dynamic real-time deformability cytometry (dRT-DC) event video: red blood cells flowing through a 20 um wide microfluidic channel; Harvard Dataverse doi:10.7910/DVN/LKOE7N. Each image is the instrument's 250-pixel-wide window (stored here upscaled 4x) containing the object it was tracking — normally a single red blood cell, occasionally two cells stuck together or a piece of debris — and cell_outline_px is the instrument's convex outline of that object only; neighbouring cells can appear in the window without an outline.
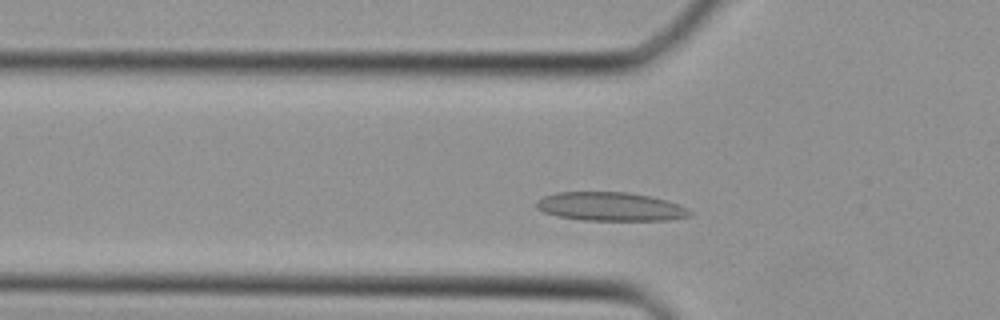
{"species": "Egyptian fruit bat (a non-hibernating species)", "species_latin": "Rousettus aegyptiacus", "temperature_condition": "cold", "stored_images_in_passage": 32, "camera_frame_rate_fps": 3000, "um_per_image_px": 0.085, "animal": {"sex": "female"}, "frame": {"image": 1, "passage_image": 6, "time_ms": 1.667, "image_size_px": [1000, 320], "cell_outline_px": [[692, 216], [672, 220], [580, 220], [556, 216], [544, 212], [536, 208], [536, 200], [544, 196], [556, 192], [628, 192], [652, 196], [668, 200], [688, 208], [692, 212]], "centroid_in_image_um": [51.91, 17.56], "position_along_channel_um": 73.9, "area_um2": 26.01}}
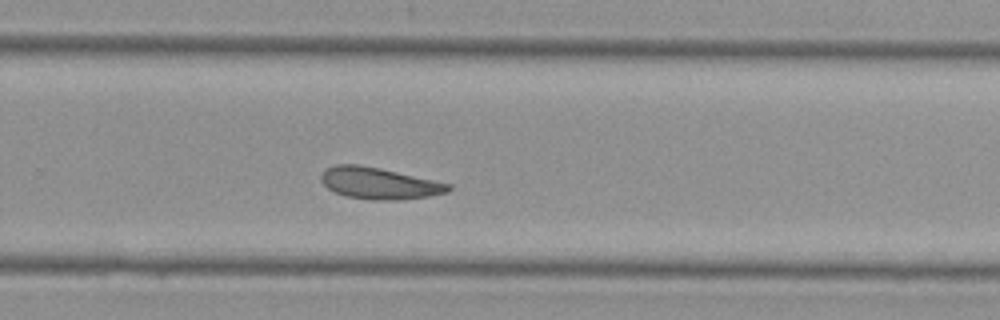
{"frame": {"image": 2, "passage_image": 19, "time_ms": 6.0, "image_size_px": [1000, 320], "cell_outline_px": [[452, 188], [448, 192], [428, 196], [400, 200], [372, 200], [344, 196], [328, 188], [320, 180], [320, 176], [328, 168], [336, 164], [356, 164], [380, 168], [436, 180], [452, 184]], "centroid_in_image_um": [32.26, 15.58], "position_along_channel_um": 297.5, "area_um2": 23.47}}
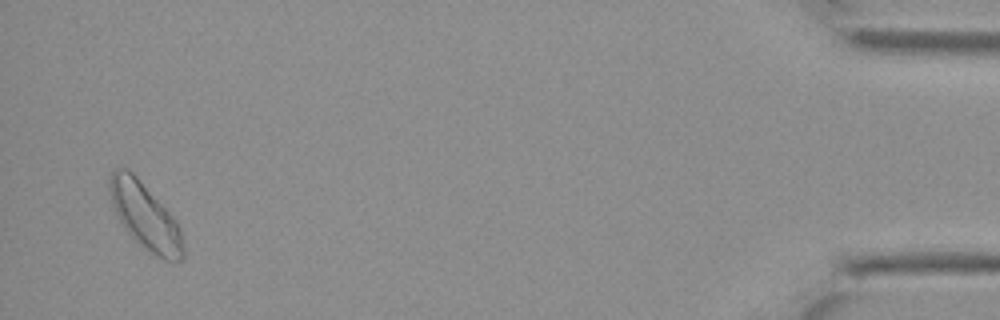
{"frame": {"image": 3, "passage_image": 31, "time_ms": 10.0, "image_size_px": [1000, 320], "cell_outline_px": [[184, 256], [176, 264], [164, 260], [144, 248], [124, 228], [112, 204], [108, 188], [108, 176], [112, 168], [128, 168], [136, 176], [176, 220], [180, 228], [184, 248]], "centroid_in_image_um": [12.33, 18.37], "position_along_channel_um": 422.9, "area_um2": 28.32}}